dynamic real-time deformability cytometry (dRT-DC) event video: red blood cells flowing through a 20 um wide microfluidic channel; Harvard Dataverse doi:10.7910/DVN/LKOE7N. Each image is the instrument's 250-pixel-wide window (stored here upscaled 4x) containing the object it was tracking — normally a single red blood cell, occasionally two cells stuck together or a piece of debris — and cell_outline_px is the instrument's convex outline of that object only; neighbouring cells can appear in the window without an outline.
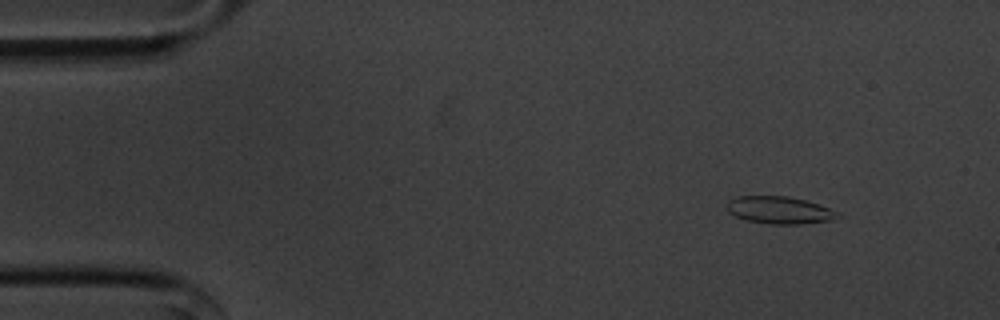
{"species": "common noctule bat (a hibernating species)", "species_latin": "Nyctalus noctula", "temperature_condition": "cold", "stored_images_in_passage": 54, "camera_frame_rate_fps": 3000, "um_per_image_px": 0.085, "animal": {"sex": "male", "body_mass_g": 20.1, "forearm_length_mm": 53.5}, "frame": {"image": 1, "passage_image": 5, "time_ms": 1.333, "image_size_px": [1000, 320], "cell_outline_px": [[840, 216], [832, 220], [800, 224], [768, 224], [744, 220], [728, 212], [724, 208], [724, 204], [728, 200], [736, 196], [788, 196], [804, 200], [840, 212]], "centroid_in_image_um": [66.18, 17.86], "position_along_channel_um": 18.8, "area_um2": 17.86}}
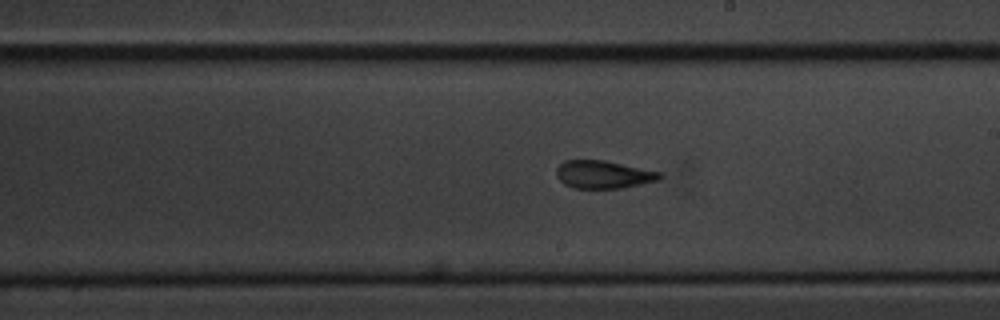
{"frame": {"image": 2, "passage_image": 30, "time_ms": 9.667, "image_size_px": [1000, 320], "cell_outline_px": [[664, 176], [660, 180], [620, 188], [572, 188], [564, 184], [556, 176], [556, 168], [564, 160], [604, 160], [660, 172]], "centroid_in_image_um": [51.27, 14.83], "position_along_channel_um": 237.7, "area_um2": 16.76}}
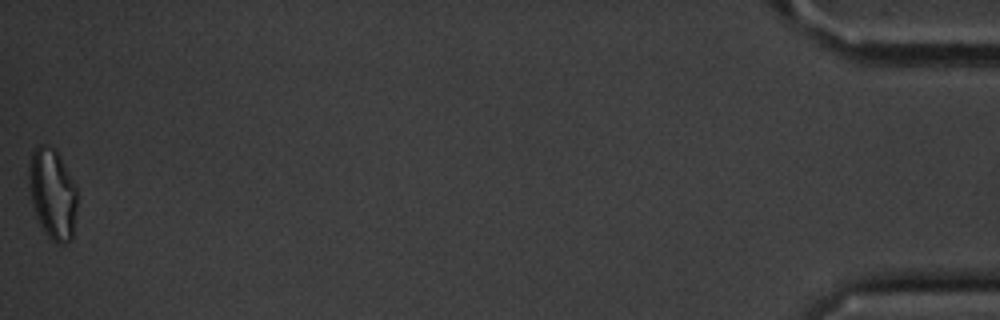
{"frame": {"image": 3, "passage_image": 54, "time_ms": 17.667, "image_size_px": [1000, 320], "cell_outline_px": [[76, 208], [72, 236], [64, 244], [56, 244], [44, 232], [36, 216], [32, 204], [28, 188], [28, 168], [32, 152], [40, 144], [48, 144], [56, 148], [76, 188]], "centroid_in_image_um": [4.43, 16.44], "position_along_channel_um": 430.8, "area_um2": 25.49}, "authors_computed_cell_mechanics": {"area_um2": 17.34, "velocity_mm_per_s": 3.6264, "shape_relaxation_time_tau1_ms": 8.4982, "shape_relaxation_time_tau2_ms": 2.852, "deformation_change_tau1": 0.1856, "deformation_change_tau2": 0.1}}